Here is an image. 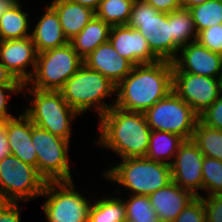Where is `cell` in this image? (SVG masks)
<instances>
[{
  "label": "cell",
  "instance_id": "cell-1",
  "mask_svg": "<svg viewBox=\"0 0 222 222\" xmlns=\"http://www.w3.org/2000/svg\"><path fill=\"white\" fill-rule=\"evenodd\" d=\"M172 90L171 61L136 65L116 86V99L112 104L123 110L144 113Z\"/></svg>",
  "mask_w": 222,
  "mask_h": 222
},
{
  "label": "cell",
  "instance_id": "cell-2",
  "mask_svg": "<svg viewBox=\"0 0 222 222\" xmlns=\"http://www.w3.org/2000/svg\"><path fill=\"white\" fill-rule=\"evenodd\" d=\"M99 130L97 144L112 149L121 159L145 157L151 129L143 112L113 106L100 117Z\"/></svg>",
  "mask_w": 222,
  "mask_h": 222
},
{
  "label": "cell",
  "instance_id": "cell-3",
  "mask_svg": "<svg viewBox=\"0 0 222 222\" xmlns=\"http://www.w3.org/2000/svg\"><path fill=\"white\" fill-rule=\"evenodd\" d=\"M59 92L79 115L94 105L100 118L114 106L104 103L103 99L116 92V85L100 72L82 64Z\"/></svg>",
  "mask_w": 222,
  "mask_h": 222
},
{
  "label": "cell",
  "instance_id": "cell-4",
  "mask_svg": "<svg viewBox=\"0 0 222 222\" xmlns=\"http://www.w3.org/2000/svg\"><path fill=\"white\" fill-rule=\"evenodd\" d=\"M104 177L130 189L132 195H150L172 181L170 165L145 157L124 158Z\"/></svg>",
  "mask_w": 222,
  "mask_h": 222
},
{
  "label": "cell",
  "instance_id": "cell-5",
  "mask_svg": "<svg viewBox=\"0 0 222 222\" xmlns=\"http://www.w3.org/2000/svg\"><path fill=\"white\" fill-rule=\"evenodd\" d=\"M128 27L137 29L147 40L151 51L160 59L173 61L179 48L173 43L170 13H162L144 0H134Z\"/></svg>",
  "mask_w": 222,
  "mask_h": 222
},
{
  "label": "cell",
  "instance_id": "cell-6",
  "mask_svg": "<svg viewBox=\"0 0 222 222\" xmlns=\"http://www.w3.org/2000/svg\"><path fill=\"white\" fill-rule=\"evenodd\" d=\"M28 88L25 92L33 97L31 106L25 109L24 114L34 125L69 141L72 134L71 121L79 114L64 100L59 91Z\"/></svg>",
  "mask_w": 222,
  "mask_h": 222
},
{
  "label": "cell",
  "instance_id": "cell-7",
  "mask_svg": "<svg viewBox=\"0 0 222 222\" xmlns=\"http://www.w3.org/2000/svg\"><path fill=\"white\" fill-rule=\"evenodd\" d=\"M83 64L70 43L37 54L36 68L27 82L30 88L42 91H59Z\"/></svg>",
  "mask_w": 222,
  "mask_h": 222
},
{
  "label": "cell",
  "instance_id": "cell-8",
  "mask_svg": "<svg viewBox=\"0 0 222 222\" xmlns=\"http://www.w3.org/2000/svg\"><path fill=\"white\" fill-rule=\"evenodd\" d=\"M46 182L36 167L12 154L0 160V202L19 203L40 197Z\"/></svg>",
  "mask_w": 222,
  "mask_h": 222
},
{
  "label": "cell",
  "instance_id": "cell-9",
  "mask_svg": "<svg viewBox=\"0 0 222 222\" xmlns=\"http://www.w3.org/2000/svg\"><path fill=\"white\" fill-rule=\"evenodd\" d=\"M151 130L171 132L190 140L199 120L198 114L173 90L144 112Z\"/></svg>",
  "mask_w": 222,
  "mask_h": 222
},
{
  "label": "cell",
  "instance_id": "cell-10",
  "mask_svg": "<svg viewBox=\"0 0 222 222\" xmlns=\"http://www.w3.org/2000/svg\"><path fill=\"white\" fill-rule=\"evenodd\" d=\"M41 196H49L42 205L48 222H87L92 203L75 191L73 180L48 181Z\"/></svg>",
  "mask_w": 222,
  "mask_h": 222
},
{
  "label": "cell",
  "instance_id": "cell-11",
  "mask_svg": "<svg viewBox=\"0 0 222 222\" xmlns=\"http://www.w3.org/2000/svg\"><path fill=\"white\" fill-rule=\"evenodd\" d=\"M69 142L32 123V143L37 154V171L48 181H72Z\"/></svg>",
  "mask_w": 222,
  "mask_h": 222
},
{
  "label": "cell",
  "instance_id": "cell-12",
  "mask_svg": "<svg viewBox=\"0 0 222 222\" xmlns=\"http://www.w3.org/2000/svg\"><path fill=\"white\" fill-rule=\"evenodd\" d=\"M173 91L200 115L222 93V79L180 72L173 65Z\"/></svg>",
  "mask_w": 222,
  "mask_h": 222
},
{
  "label": "cell",
  "instance_id": "cell-13",
  "mask_svg": "<svg viewBox=\"0 0 222 222\" xmlns=\"http://www.w3.org/2000/svg\"><path fill=\"white\" fill-rule=\"evenodd\" d=\"M204 155L190 139L179 147L170 164L172 181L179 187L191 191L196 197L198 190H203L202 165Z\"/></svg>",
  "mask_w": 222,
  "mask_h": 222
},
{
  "label": "cell",
  "instance_id": "cell-14",
  "mask_svg": "<svg viewBox=\"0 0 222 222\" xmlns=\"http://www.w3.org/2000/svg\"><path fill=\"white\" fill-rule=\"evenodd\" d=\"M37 54L31 36L22 39L0 40V62L22 84L23 92L27 87V82L34 74ZM29 65L32 66L33 72L26 70Z\"/></svg>",
  "mask_w": 222,
  "mask_h": 222
},
{
  "label": "cell",
  "instance_id": "cell-15",
  "mask_svg": "<svg viewBox=\"0 0 222 222\" xmlns=\"http://www.w3.org/2000/svg\"><path fill=\"white\" fill-rule=\"evenodd\" d=\"M180 56L172 61L180 71L222 79V55L212 52L197 41L179 49Z\"/></svg>",
  "mask_w": 222,
  "mask_h": 222
},
{
  "label": "cell",
  "instance_id": "cell-16",
  "mask_svg": "<svg viewBox=\"0 0 222 222\" xmlns=\"http://www.w3.org/2000/svg\"><path fill=\"white\" fill-rule=\"evenodd\" d=\"M109 41L119 55L129 60L134 66L160 61L151 51L145 37L137 29L127 25L112 26Z\"/></svg>",
  "mask_w": 222,
  "mask_h": 222
},
{
  "label": "cell",
  "instance_id": "cell-17",
  "mask_svg": "<svg viewBox=\"0 0 222 222\" xmlns=\"http://www.w3.org/2000/svg\"><path fill=\"white\" fill-rule=\"evenodd\" d=\"M83 64L100 72L116 86L131 72L133 64L119 55L110 41L100 44L83 59Z\"/></svg>",
  "mask_w": 222,
  "mask_h": 222
},
{
  "label": "cell",
  "instance_id": "cell-18",
  "mask_svg": "<svg viewBox=\"0 0 222 222\" xmlns=\"http://www.w3.org/2000/svg\"><path fill=\"white\" fill-rule=\"evenodd\" d=\"M10 154L37 168V154L32 143V121L23 113L4 121Z\"/></svg>",
  "mask_w": 222,
  "mask_h": 222
},
{
  "label": "cell",
  "instance_id": "cell-19",
  "mask_svg": "<svg viewBox=\"0 0 222 222\" xmlns=\"http://www.w3.org/2000/svg\"><path fill=\"white\" fill-rule=\"evenodd\" d=\"M161 222H173L196 196L171 181L163 188L148 195Z\"/></svg>",
  "mask_w": 222,
  "mask_h": 222
},
{
  "label": "cell",
  "instance_id": "cell-20",
  "mask_svg": "<svg viewBox=\"0 0 222 222\" xmlns=\"http://www.w3.org/2000/svg\"><path fill=\"white\" fill-rule=\"evenodd\" d=\"M46 12L36 24L31 38L35 44L37 53L52 48L62 47L69 43L65 37L56 11L48 5Z\"/></svg>",
  "mask_w": 222,
  "mask_h": 222
},
{
  "label": "cell",
  "instance_id": "cell-21",
  "mask_svg": "<svg viewBox=\"0 0 222 222\" xmlns=\"http://www.w3.org/2000/svg\"><path fill=\"white\" fill-rule=\"evenodd\" d=\"M50 6L59 16L65 37L70 41L95 16L91 8L75 3L71 0H53Z\"/></svg>",
  "mask_w": 222,
  "mask_h": 222
},
{
  "label": "cell",
  "instance_id": "cell-22",
  "mask_svg": "<svg viewBox=\"0 0 222 222\" xmlns=\"http://www.w3.org/2000/svg\"><path fill=\"white\" fill-rule=\"evenodd\" d=\"M110 30L111 26L109 24L94 16L69 43L77 54L84 59L100 44L109 41Z\"/></svg>",
  "mask_w": 222,
  "mask_h": 222
},
{
  "label": "cell",
  "instance_id": "cell-23",
  "mask_svg": "<svg viewBox=\"0 0 222 222\" xmlns=\"http://www.w3.org/2000/svg\"><path fill=\"white\" fill-rule=\"evenodd\" d=\"M184 141L182 137L171 132L151 130L149 147L145 158L170 165ZM168 158H171L172 161H166Z\"/></svg>",
  "mask_w": 222,
  "mask_h": 222
},
{
  "label": "cell",
  "instance_id": "cell-24",
  "mask_svg": "<svg viewBox=\"0 0 222 222\" xmlns=\"http://www.w3.org/2000/svg\"><path fill=\"white\" fill-rule=\"evenodd\" d=\"M19 0L0 16V40L22 39L31 36L28 13L22 11Z\"/></svg>",
  "mask_w": 222,
  "mask_h": 222
},
{
  "label": "cell",
  "instance_id": "cell-25",
  "mask_svg": "<svg viewBox=\"0 0 222 222\" xmlns=\"http://www.w3.org/2000/svg\"><path fill=\"white\" fill-rule=\"evenodd\" d=\"M170 30L173 43L179 49L197 40L191 12L186 8L170 12Z\"/></svg>",
  "mask_w": 222,
  "mask_h": 222
},
{
  "label": "cell",
  "instance_id": "cell-26",
  "mask_svg": "<svg viewBox=\"0 0 222 222\" xmlns=\"http://www.w3.org/2000/svg\"><path fill=\"white\" fill-rule=\"evenodd\" d=\"M87 222H126L124 200L105 197L95 201L90 207Z\"/></svg>",
  "mask_w": 222,
  "mask_h": 222
},
{
  "label": "cell",
  "instance_id": "cell-27",
  "mask_svg": "<svg viewBox=\"0 0 222 222\" xmlns=\"http://www.w3.org/2000/svg\"><path fill=\"white\" fill-rule=\"evenodd\" d=\"M191 140L204 156L222 161V130L210 128L198 120Z\"/></svg>",
  "mask_w": 222,
  "mask_h": 222
},
{
  "label": "cell",
  "instance_id": "cell-28",
  "mask_svg": "<svg viewBox=\"0 0 222 222\" xmlns=\"http://www.w3.org/2000/svg\"><path fill=\"white\" fill-rule=\"evenodd\" d=\"M134 0H102L95 17L112 26L127 25Z\"/></svg>",
  "mask_w": 222,
  "mask_h": 222
},
{
  "label": "cell",
  "instance_id": "cell-29",
  "mask_svg": "<svg viewBox=\"0 0 222 222\" xmlns=\"http://www.w3.org/2000/svg\"><path fill=\"white\" fill-rule=\"evenodd\" d=\"M196 32L222 24V0H208L189 9Z\"/></svg>",
  "mask_w": 222,
  "mask_h": 222
},
{
  "label": "cell",
  "instance_id": "cell-30",
  "mask_svg": "<svg viewBox=\"0 0 222 222\" xmlns=\"http://www.w3.org/2000/svg\"><path fill=\"white\" fill-rule=\"evenodd\" d=\"M126 222H161L148 195H132L124 201Z\"/></svg>",
  "mask_w": 222,
  "mask_h": 222
},
{
  "label": "cell",
  "instance_id": "cell-31",
  "mask_svg": "<svg viewBox=\"0 0 222 222\" xmlns=\"http://www.w3.org/2000/svg\"><path fill=\"white\" fill-rule=\"evenodd\" d=\"M203 189L206 196L222 193V161L204 156L202 165Z\"/></svg>",
  "mask_w": 222,
  "mask_h": 222
},
{
  "label": "cell",
  "instance_id": "cell-32",
  "mask_svg": "<svg viewBox=\"0 0 222 222\" xmlns=\"http://www.w3.org/2000/svg\"><path fill=\"white\" fill-rule=\"evenodd\" d=\"M196 41L212 52L222 55V24L199 31Z\"/></svg>",
  "mask_w": 222,
  "mask_h": 222
},
{
  "label": "cell",
  "instance_id": "cell-33",
  "mask_svg": "<svg viewBox=\"0 0 222 222\" xmlns=\"http://www.w3.org/2000/svg\"><path fill=\"white\" fill-rule=\"evenodd\" d=\"M173 222H206L202 199L198 196L194 198Z\"/></svg>",
  "mask_w": 222,
  "mask_h": 222
},
{
  "label": "cell",
  "instance_id": "cell-34",
  "mask_svg": "<svg viewBox=\"0 0 222 222\" xmlns=\"http://www.w3.org/2000/svg\"><path fill=\"white\" fill-rule=\"evenodd\" d=\"M199 116V121L213 129L222 130V93Z\"/></svg>",
  "mask_w": 222,
  "mask_h": 222
},
{
  "label": "cell",
  "instance_id": "cell-35",
  "mask_svg": "<svg viewBox=\"0 0 222 222\" xmlns=\"http://www.w3.org/2000/svg\"><path fill=\"white\" fill-rule=\"evenodd\" d=\"M199 197L204 203L206 222H222V193Z\"/></svg>",
  "mask_w": 222,
  "mask_h": 222
},
{
  "label": "cell",
  "instance_id": "cell-36",
  "mask_svg": "<svg viewBox=\"0 0 222 222\" xmlns=\"http://www.w3.org/2000/svg\"><path fill=\"white\" fill-rule=\"evenodd\" d=\"M11 92L22 93V86H0V122L14 117L7 111L8 97L11 96L9 94Z\"/></svg>",
  "mask_w": 222,
  "mask_h": 222
},
{
  "label": "cell",
  "instance_id": "cell-37",
  "mask_svg": "<svg viewBox=\"0 0 222 222\" xmlns=\"http://www.w3.org/2000/svg\"><path fill=\"white\" fill-rule=\"evenodd\" d=\"M18 202H0V222H20Z\"/></svg>",
  "mask_w": 222,
  "mask_h": 222
},
{
  "label": "cell",
  "instance_id": "cell-38",
  "mask_svg": "<svg viewBox=\"0 0 222 222\" xmlns=\"http://www.w3.org/2000/svg\"><path fill=\"white\" fill-rule=\"evenodd\" d=\"M156 10L169 14L172 11L182 8L181 0H144Z\"/></svg>",
  "mask_w": 222,
  "mask_h": 222
},
{
  "label": "cell",
  "instance_id": "cell-39",
  "mask_svg": "<svg viewBox=\"0 0 222 222\" xmlns=\"http://www.w3.org/2000/svg\"><path fill=\"white\" fill-rule=\"evenodd\" d=\"M0 86H22V84L1 62H0Z\"/></svg>",
  "mask_w": 222,
  "mask_h": 222
},
{
  "label": "cell",
  "instance_id": "cell-40",
  "mask_svg": "<svg viewBox=\"0 0 222 222\" xmlns=\"http://www.w3.org/2000/svg\"><path fill=\"white\" fill-rule=\"evenodd\" d=\"M9 154V144L5 132L4 122H0V160Z\"/></svg>",
  "mask_w": 222,
  "mask_h": 222
},
{
  "label": "cell",
  "instance_id": "cell-41",
  "mask_svg": "<svg viewBox=\"0 0 222 222\" xmlns=\"http://www.w3.org/2000/svg\"><path fill=\"white\" fill-rule=\"evenodd\" d=\"M75 3H78V4H81L83 6H86V7H89L91 8L93 11H95L98 6H99V3L102 1V0H71Z\"/></svg>",
  "mask_w": 222,
  "mask_h": 222
},
{
  "label": "cell",
  "instance_id": "cell-42",
  "mask_svg": "<svg viewBox=\"0 0 222 222\" xmlns=\"http://www.w3.org/2000/svg\"><path fill=\"white\" fill-rule=\"evenodd\" d=\"M208 0H181L182 8L189 10L190 8L203 4Z\"/></svg>",
  "mask_w": 222,
  "mask_h": 222
},
{
  "label": "cell",
  "instance_id": "cell-43",
  "mask_svg": "<svg viewBox=\"0 0 222 222\" xmlns=\"http://www.w3.org/2000/svg\"><path fill=\"white\" fill-rule=\"evenodd\" d=\"M18 0H0V16L13 6Z\"/></svg>",
  "mask_w": 222,
  "mask_h": 222
}]
</instances>
